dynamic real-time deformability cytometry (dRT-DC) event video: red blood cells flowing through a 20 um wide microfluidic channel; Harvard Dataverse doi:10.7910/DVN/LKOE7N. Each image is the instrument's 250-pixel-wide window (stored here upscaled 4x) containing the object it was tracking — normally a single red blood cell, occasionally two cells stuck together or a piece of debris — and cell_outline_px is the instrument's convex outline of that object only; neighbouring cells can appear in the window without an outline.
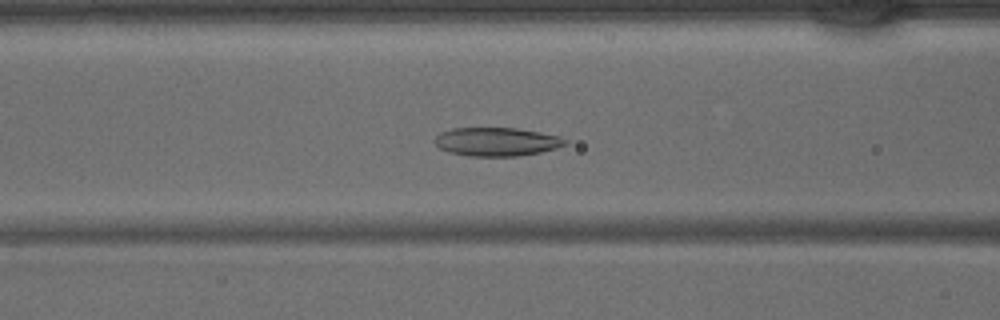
{"species": "common noctule bat (a hibernating species)", "species_latin": "Nyctalus noctula", "temperature_condition": "warm", "stored_images_in_passage": 38, "camera_frame_rate_fps": 3000, "um_per_image_px": 0.085, "animal": {"sex": "male", "body_mass_g": 15.6}, "frame": {"image": 1, "passage_image": 12, "time_ms": 3.667, "image_size_px": [1000, 320], "cell_outline_px": [[568, 144], [556, 148], [540, 152], [520, 156], [468, 156], [448, 152], [440, 148], [436, 144], [436, 136], [440, 132], [452, 128], [516, 128], [540, 132], [560, 136], [568, 140]], "centroid_in_image_um": [42.24, 12.05], "position_along_channel_um": 124.4, "area_um2": 21.79}}
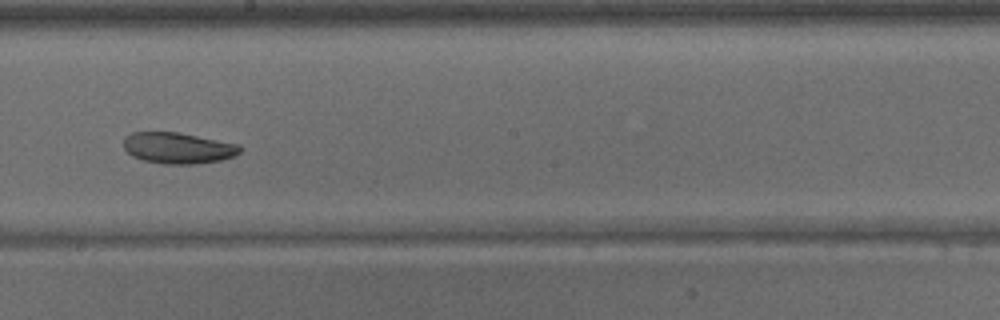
{"frame": {"image": 2, "passage_image": 19, "time_ms": 6.0, "image_size_px": [1000, 320], "cell_outline_px": [[244, 148], [240, 152], [232, 156], [220, 160], [196, 164], [164, 164], [144, 160], [132, 156], [124, 148], [124, 136], [132, 132], [180, 132], [240, 144]], "centroid_in_image_um": [15.15, 12.57], "position_along_channel_um": 233.1, "area_um2": 21.27}}
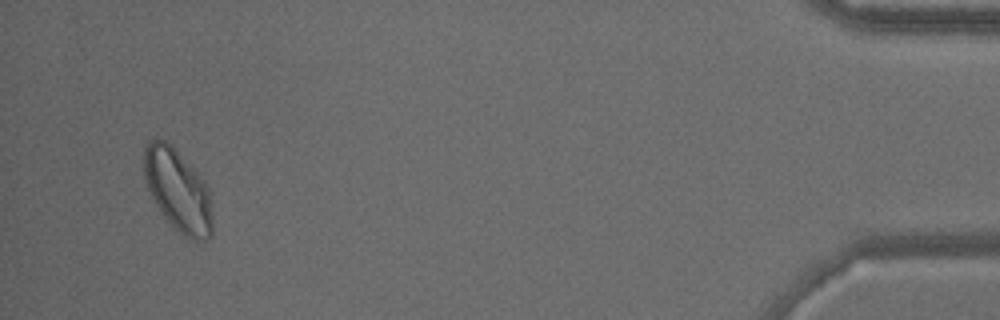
{"frame": {"image": 3, "passage_image": 36, "time_ms": 11.667, "image_size_px": [1000, 320], "cell_outline_px": [[212, 236], [208, 240], [192, 240], [184, 236], [172, 228], [160, 212], [148, 188], [144, 176], [144, 144], [148, 140], [156, 136], [172, 144], [204, 180], [208, 188], [212, 216]], "centroid_in_image_um": [15.11, 16.16], "position_along_channel_um": 420.1, "area_um2": 33.29}}